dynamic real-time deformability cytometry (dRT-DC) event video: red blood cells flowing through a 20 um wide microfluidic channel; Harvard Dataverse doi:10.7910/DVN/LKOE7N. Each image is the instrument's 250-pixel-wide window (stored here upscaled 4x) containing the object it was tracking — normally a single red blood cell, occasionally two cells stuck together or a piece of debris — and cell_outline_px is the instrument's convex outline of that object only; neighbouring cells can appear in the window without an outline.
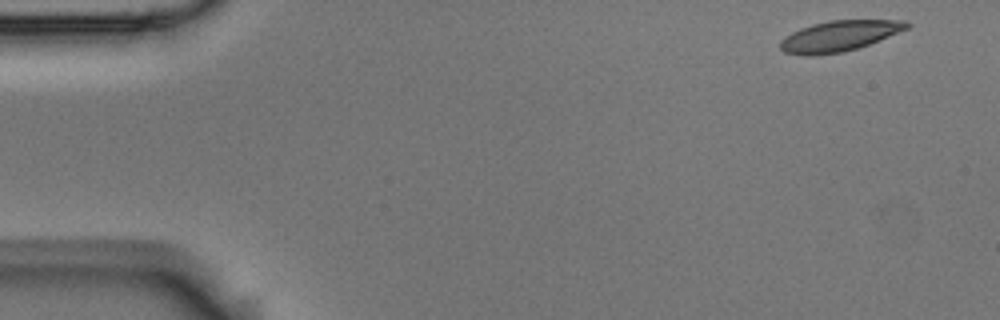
{"species": "Egyptian fruit bat (a non-hibernating species)", "species_latin": "Rousettus aegyptiacus", "temperature_condition": "room temperature", "stored_images_in_passage": 7, "camera_frame_rate_fps": 3000, "um_per_image_px": 0.085, "animal": {"sex": "male"}, "frame": {"image": 1, "passage_image": 1, "time_ms": 0.0, "image_size_px": [1000, 320], "cell_outline_px": [[912, 24], [908, 28], [868, 44], [844, 52], [812, 56], [804, 56], [784, 52], [780, 48], [780, 40], [792, 32], [800, 28], [812, 24], [828, 20], [904, 20]], "centroid_in_image_um": [71.29, 3.06], "position_along_channel_um": 13.7, "area_um2": 22.54}}
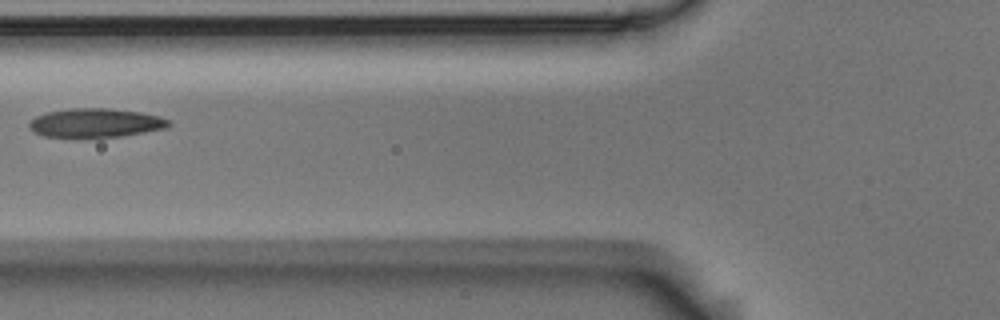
{"frame": {"image": 2, "passage_image": 6, "time_ms": 1.667, "image_size_px": [1000, 320], "cell_outline_px": [[172, 124], [164, 128], [144, 132], [120, 136], [80, 140], [44, 136], [32, 132], [28, 128], [28, 124], [36, 116], [48, 112], [68, 108], [108, 108], [140, 112], [160, 116], [172, 120]], "centroid_in_image_um": [8.08, 10.48], "position_along_channel_um": 117.7, "area_um2": 24.39}}
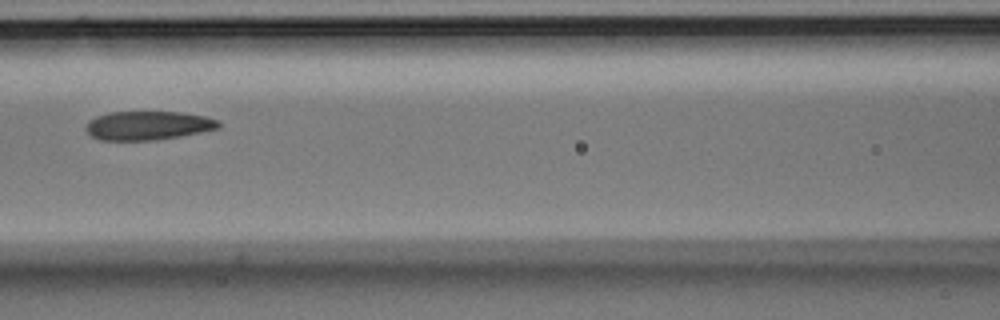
{"frame": {"image": 3, "passage_image": 7, "time_ms": 2.0, "image_size_px": [1000, 320], "cell_outline_px": [[220, 128], [180, 136], [156, 140], [100, 140], [92, 136], [84, 128], [88, 120], [96, 116], [108, 112], [180, 112], [204, 116], [220, 120]], "centroid_in_image_um": [12.56, 10.66], "position_along_channel_um": 154.0, "area_um2": 22.37}}